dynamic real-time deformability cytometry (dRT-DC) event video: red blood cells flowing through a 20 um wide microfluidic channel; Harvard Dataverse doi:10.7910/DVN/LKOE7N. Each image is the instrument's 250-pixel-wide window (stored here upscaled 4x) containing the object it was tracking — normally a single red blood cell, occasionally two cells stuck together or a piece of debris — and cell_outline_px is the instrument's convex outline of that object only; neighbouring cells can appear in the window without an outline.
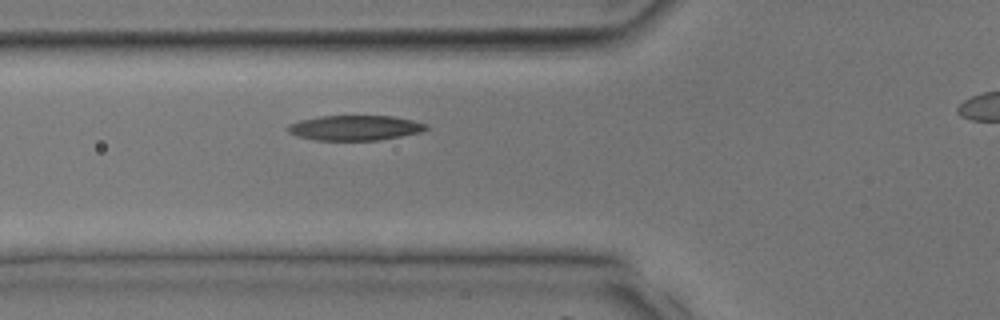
{"species": "common noctule bat (a hibernating species)", "species_latin": "Nyctalus noctula", "temperature_condition": "room temperature", "stored_images_in_passage": 29, "camera_frame_rate_fps": 3000, "um_per_image_px": 0.085, "animal": {"sex": "male", "body_mass_g": 17.9, "forearm_length_mm": 54.2}, "frame": {"image": 1, "passage_image": 9, "time_ms": 2.667, "image_size_px": [1000, 320], "cell_outline_px": [[432, 128], [420, 132], [380, 140], [312, 140], [296, 136], [288, 132], [288, 124], [300, 120], [320, 116], [392, 116], [412, 120], [428, 124]], "centroid_in_image_um": [30.18, 10.87], "position_along_channel_um": 95.6, "area_um2": 20.29}}
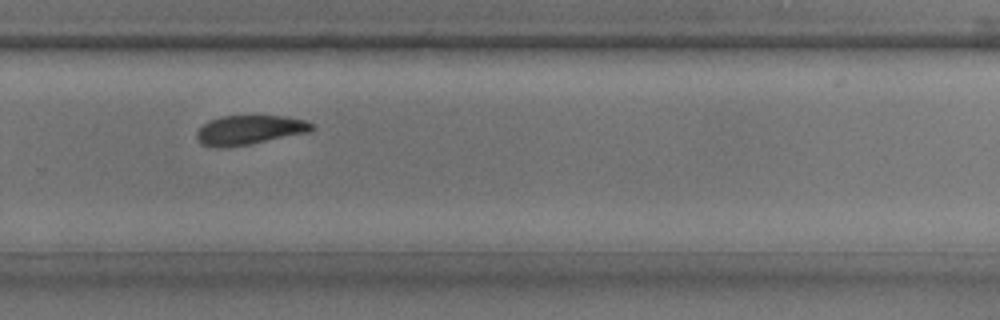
{"frame": {"image": 2, "passage_image": 21, "time_ms": 6.667, "image_size_px": [1000, 320], "cell_outline_px": [[316, 128], [308, 132], [228, 148], [216, 148], [200, 144], [196, 136], [196, 132], [208, 120], [220, 116], [284, 116], [304, 120], [312, 124]], "centroid_in_image_um": [21.15, 11.05], "position_along_channel_um": 308.7, "area_um2": 19.65}}